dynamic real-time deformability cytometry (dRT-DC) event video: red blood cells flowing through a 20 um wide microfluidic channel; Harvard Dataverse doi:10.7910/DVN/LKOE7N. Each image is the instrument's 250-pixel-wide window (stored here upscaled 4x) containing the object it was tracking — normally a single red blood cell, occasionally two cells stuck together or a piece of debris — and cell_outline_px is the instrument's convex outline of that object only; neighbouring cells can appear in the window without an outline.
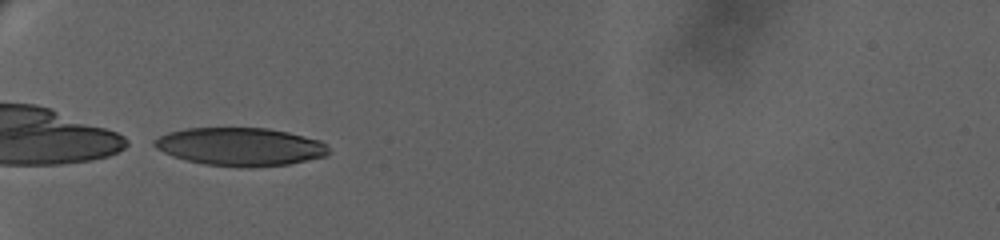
{"species": "human", "species_latin": "Homo sapiens", "temperature_condition": "warm", "stored_images_in_passage": 52, "camera_frame_rate_fps": 3000, "um_per_image_px": 0.085, "donor": {"sex": "female"}, "frame": {"image": 1, "passage_image": 1, "time_ms": 0.0, "image_size_px": [1000, 240], "cell_outline_px": [[328, 152], [324, 156], [288, 164], [208, 164], [188, 160], [172, 156], [156, 148], [152, 144], [152, 140], [168, 132], [184, 128], [268, 128], [288, 132], [320, 140], [328, 148]], "centroid_in_image_um": [20.36, 12.41], "position_along_channel_um": 64.6, "area_um2": 37.34}}
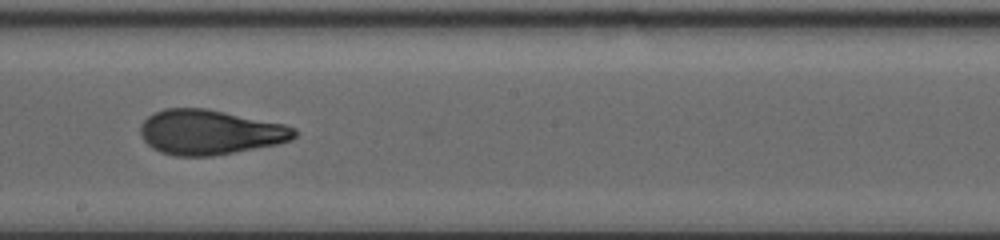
{"frame": {"image": 2, "passage_image": 31, "time_ms": 6.0, "image_size_px": [1000, 240], "cell_outline_px": [[296, 136], [292, 140], [276, 144], [212, 156], [176, 156], [160, 152], [152, 148], [144, 140], [140, 132], [140, 124], [148, 116], [164, 108], [208, 108], [284, 124], [296, 128]], "centroid_in_image_um": [17.83, 11.23], "position_along_channel_um": 230.4, "area_um2": 40.23}}
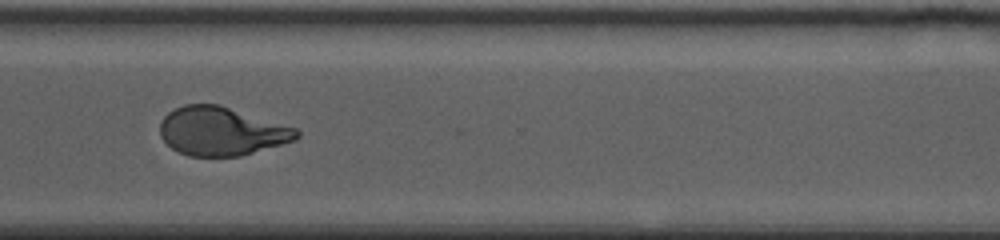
{"frame": {"image": 3, "passage_image": 51, "time_ms": 10.0, "image_size_px": [1000, 240], "cell_outline_px": [[300, 136], [296, 140], [240, 156], [188, 156], [172, 148], [160, 136], [160, 120], [168, 112], [184, 104], [220, 104], [296, 128], [300, 132]], "centroid_in_image_um": [18.82, 11.15], "position_along_channel_um": 351.8, "area_um2": 38.67}}